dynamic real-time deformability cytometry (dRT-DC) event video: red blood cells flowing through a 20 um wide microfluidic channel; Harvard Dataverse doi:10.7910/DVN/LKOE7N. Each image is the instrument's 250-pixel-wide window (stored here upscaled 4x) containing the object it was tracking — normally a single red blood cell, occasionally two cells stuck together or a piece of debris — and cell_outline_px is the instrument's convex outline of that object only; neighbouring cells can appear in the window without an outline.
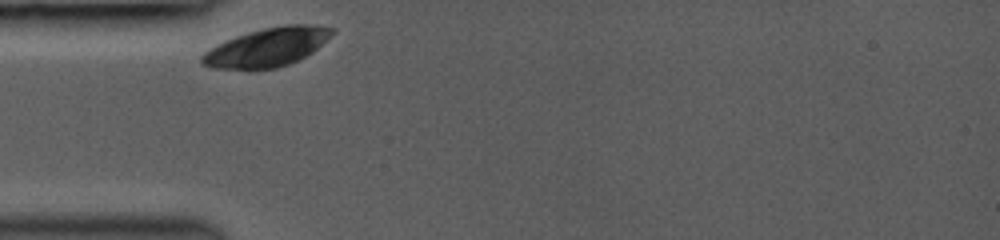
{"species": "common noctule bat (a hibernating species)", "species_latin": "Nyctalus noctula", "temperature_condition": "room temperature", "stored_images_in_passage": 2, "camera_frame_rate_fps": 3000, "um_per_image_px": 0.085, "animal": {"sex": "female", "body_mass_g": 19.0, "forearm_length_mm": 53.3}, "frame": {"image": 1, "passage_image": 1, "time_ms": 0.0, "image_size_px": [1000, 240], "cell_outline_px": [[332, 32], [312, 52], [288, 64], [276, 68], [212, 68], [200, 64], [200, 56], [204, 52], [236, 36], [248, 32], [264, 28], [284, 24], [312, 24], [332, 28]], "centroid_in_image_um": [22.66, 4.0], "position_along_channel_um": 62.3, "area_um2": 28.5}}
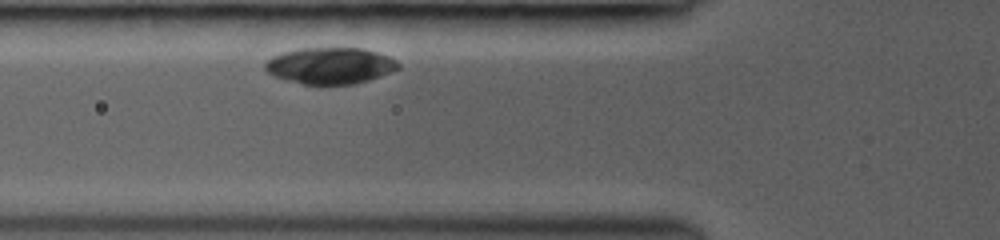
{"frame": {"image": 2, "passage_image": 2, "time_ms": 1.0, "image_size_px": [1000, 240], "cell_outline_px": [[400, 68], [380, 76], [368, 80], [352, 84], [304, 84], [284, 80], [272, 76], [264, 68], [264, 64], [272, 56], [284, 52], [300, 48], [364, 48], [388, 56], [396, 60], [400, 64]], "centroid_in_image_um": [28.04, 5.58], "position_along_channel_um": 97.8, "area_um2": 28.26}}